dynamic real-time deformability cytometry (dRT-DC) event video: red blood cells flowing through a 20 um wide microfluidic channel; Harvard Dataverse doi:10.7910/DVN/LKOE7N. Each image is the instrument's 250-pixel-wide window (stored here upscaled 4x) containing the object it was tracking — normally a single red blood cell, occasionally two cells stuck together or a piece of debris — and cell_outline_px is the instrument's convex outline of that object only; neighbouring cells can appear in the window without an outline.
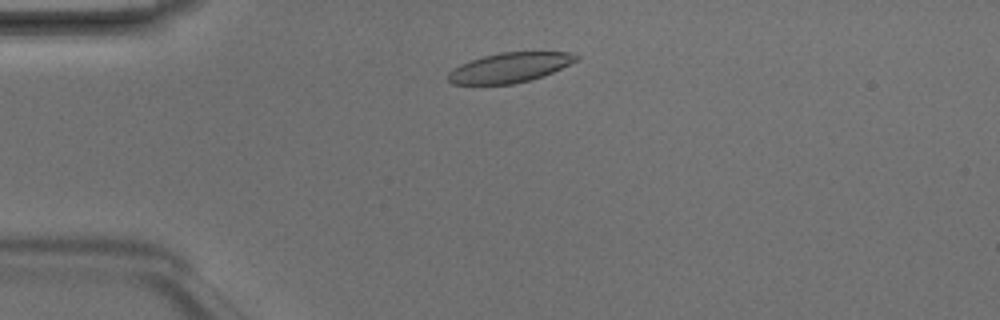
{"species": "Egyptian fruit bat (a non-hibernating species)", "species_latin": "Rousettus aegyptiacus", "temperature_condition": "room temperature", "stored_images_in_passage": 4, "camera_frame_rate_fps": 3000, "um_per_image_px": 0.085, "animal": {"sex": "male"}, "frame": {"image": 1, "passage_image": 2, "time_ms": 0.333, "image_size_px": [1000, 320], "cell_outline_px": [[580, 60], [544, 76], [512, 84], [452, 84], [448, 80], [448, 72], [460, 64], [484, 56], [500, 52], [568, 52], [580, 56]], "centroid_in_image_um": [43.36, 5.74], "position_along_channel_um": 41.6, "area_um2": 22.2}}